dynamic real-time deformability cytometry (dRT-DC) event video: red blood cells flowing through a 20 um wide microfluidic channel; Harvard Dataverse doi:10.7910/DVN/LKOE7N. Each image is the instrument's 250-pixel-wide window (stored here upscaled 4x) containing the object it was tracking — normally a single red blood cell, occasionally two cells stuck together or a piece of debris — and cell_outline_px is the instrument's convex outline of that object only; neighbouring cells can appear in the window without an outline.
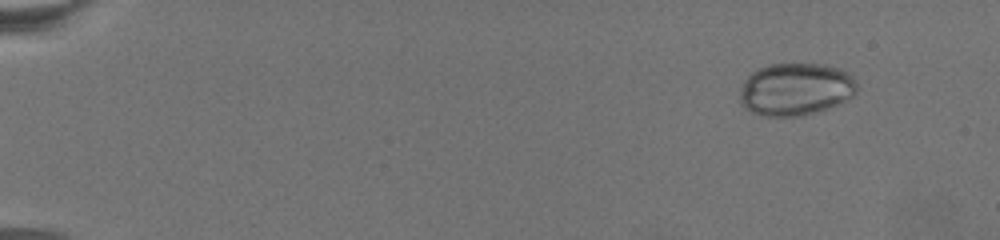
{"species": "common noctule bat (a hibernating species)", "species_latin": "Nyctalus noctula", "temperature_condition": "warm", "stored_images_in_passage": 74, "camera_frame_rate_fps": 3000, "um_per_image_px": 0.085, "animal": {"sex": "female", "body_mass_g": 19.5, "forearm_length_mm": 54.1}, "frame": {"image": 1, "passage_image": 8, "time_ms": 2.333, "image_size_px": [1000, 240], "cell_outline_px": [[856, 92], [852, 96], [844, 100], [804, 116], [760, 116], [752, 112], [740, 100], [740, 92], [744, 80], [752, 72], [768, 64], [824, 64], [848, 72], [852, 76], [856, 84]], "centroid_in_image_um": [67.61, 7.58], "position_along_channel_um": 17.4, "area_um2": 35.37}}
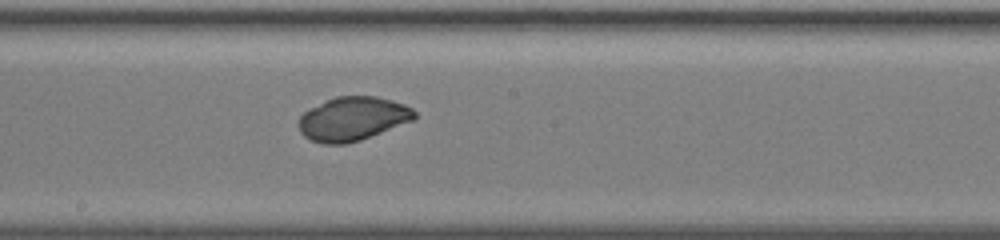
{"frame": {"image": 2, "passage_image": 44, "time_ms": 14.333, "image_size_px": [1000, 240], "cell_outline_px": [[416, 116], [412, 120], [360, 140], [348, 144], [324, 144], [312, 140], [304, 136], [300, 132], [296, 124], [300, 116], [304, 112], [336, 96], [376, 96], [392, 100], [404, 104], [412, 108], [416, 112]], "centroid_in_image_um": [29.95, 10.1], "position_along_channel_um": 218.2, "area_um2": 29.36}}
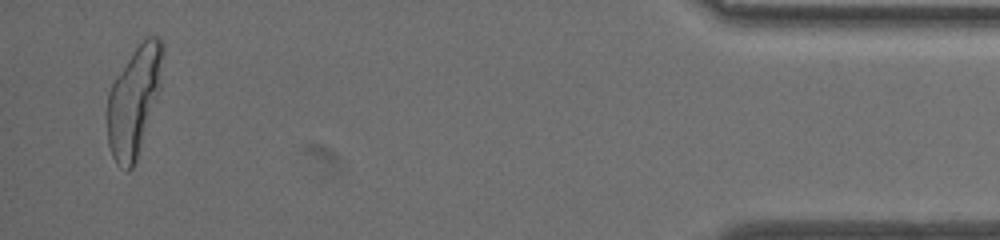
{"frame": {"image": 3, "passage_image": 72, "time_ms": 23.667, "image_size_px": [1000, 240], "cell_outline_px": [[164, 48], [160, 88], [136, 160], [132, 168], [128, 172], [120, 168], [116, 164], [112, 156], [108, 144], [108, 92], [112, 84], [132, 52], [148, 36], [156, 36], [164, 44]], "centroid_in_image_um": [11.39, 8.6], "position_along_channel_um": 423.8, "area_um2": 34.85}}